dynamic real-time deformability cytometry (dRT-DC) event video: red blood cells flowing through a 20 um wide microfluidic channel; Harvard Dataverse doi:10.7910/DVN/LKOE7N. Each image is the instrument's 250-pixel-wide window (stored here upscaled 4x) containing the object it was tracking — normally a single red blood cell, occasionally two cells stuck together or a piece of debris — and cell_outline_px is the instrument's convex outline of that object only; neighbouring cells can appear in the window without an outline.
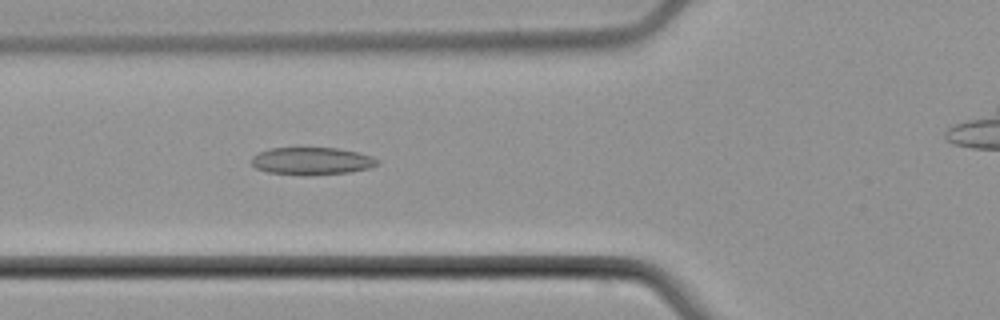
{"species": "common noctule bat (a hibernating species)", "species_latin": "Nyctalus noctula", "temperature_condition": "cold", "stored_images_in_passage": 3, "camera_frame_rate_fps": 3000, "um_per_image_px": 0.085, "animal": {"sex": "male", "body_mass_g": 21.5, "forearm_length_mm": 52.0}, "frame": {"image": 1, "passage_image": 2, "time_ms": 1.0, "image_size_px": [1000, 320], "cell_outline_px": [[380, 164], [368, 168], [348, 172], [304, 176], [268, 172], [256, 168], [252, 164], [252, 156], [260, 152], [272, 148], [296, 144], [336, 148], [356, 152], [380, 160]], "centroid_in_image_um": [26.45, 13.64], "position_along_channel_um": 99.4, "area_um2": 20.92}}